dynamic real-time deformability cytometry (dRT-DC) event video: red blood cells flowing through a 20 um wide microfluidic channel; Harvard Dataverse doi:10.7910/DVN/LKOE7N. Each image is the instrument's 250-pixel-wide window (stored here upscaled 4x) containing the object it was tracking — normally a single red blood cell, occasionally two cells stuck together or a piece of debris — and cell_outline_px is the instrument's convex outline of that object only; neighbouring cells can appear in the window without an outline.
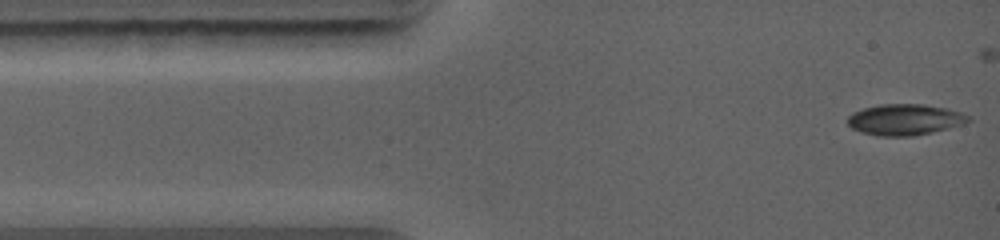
{"species": "common noctule bat (a hibernating species)", "species_latin": "Nyctalus noctula", "temperature_condition": "warm", "stored_images_in_passage": 17, "camera_frame_rate_fps": 5000, "um_per_image_px": 0.085, "animal": {"sex": "female", "body_mass_g": 19.0, "forearm_length_mm": 56.7}, "frame": {"image": 1, "passage_image": 1, "time_ms": 0.0, "image_size_px": [1000, 240], "cell_outline_px": [[972, 120], [964, 124], [932, 132], [912, 136], [880, 136], [860, 132], [852, 128], [848, 124], [848, 116], [852, 112], [864, 108], [880, 104], [924, 104], [948, 108], [960, 112], [968, 116]], "centroid_in_image_um": [76.91, 10.16], "position_along_channel_um": 8.1, "area_um2": 21.91}}
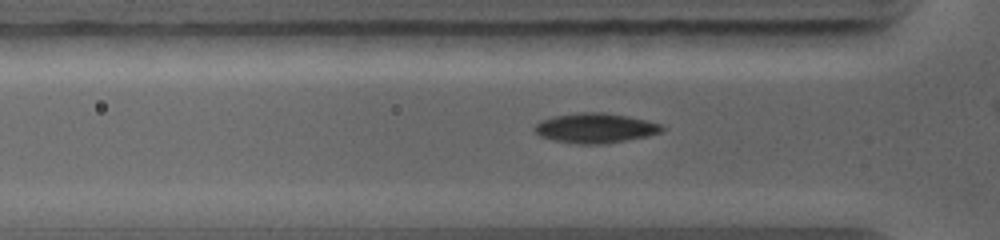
{"frame": {"image": 2, "passage_image": 14, "time_ms": 2.8, "image_size_px": [1000, 240], "cell_outline_px": [[668, 128], [664, 132], [648, 136], [604, 144], [576, 144], [556, 140], [540, 136], [532, 128], [540, 120], [556, 116], [580, 112], [604, 112], [628, 116], [664, 124]], "centroid_in_image_um": [50.68, 10.88], "position_along_channel_um": 75.1, "area_um2": 22.37}}